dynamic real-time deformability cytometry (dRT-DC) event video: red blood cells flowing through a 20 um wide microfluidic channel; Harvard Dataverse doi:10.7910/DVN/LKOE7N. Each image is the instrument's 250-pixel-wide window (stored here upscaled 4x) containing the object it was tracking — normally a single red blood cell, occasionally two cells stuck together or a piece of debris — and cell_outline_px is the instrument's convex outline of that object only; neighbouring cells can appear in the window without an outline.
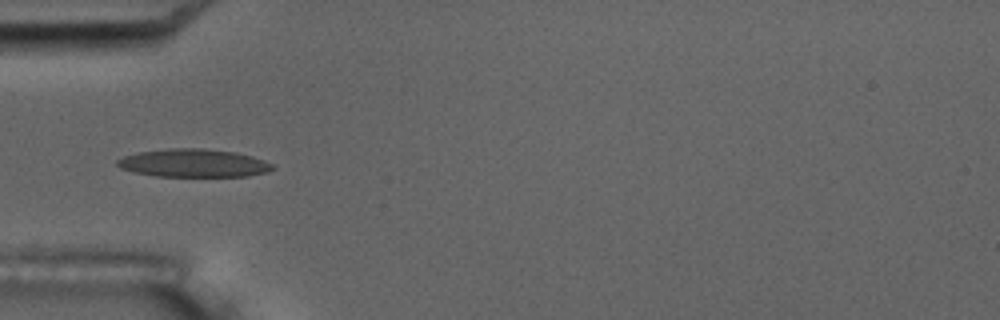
{"species": "common noctule bat (a hibernating species)", "species_latin": "Nyctalus noctula", "temperature_condition": "room temperature", "stored_images_in_passage": 9, "camera_frame_rate_fps": 3000, "um_per_image_px": 0.085, "animal": {"sex": "male", "body_mass_g": 17.5, "forearm_length_mm": 52.3}, "frame": {"image": 1, "passage_image": 4, "time_ms": 4.333, "image_size_px": [1000, 320], "cell_outline_px": [[276, 168], [268, 172], [248, 176], [156, 176], [132, 172], [120, 168], [116, 164], [116, 160], [124, 156], [136, 152], [172, 148], [204, 148], [236, 152], [252, 156], [264, 160], [272, 164]], "centroid_in_image_um": [16.45, 13.86], "position_along_channel_um": 68.6, "area_um2": 25.61}}
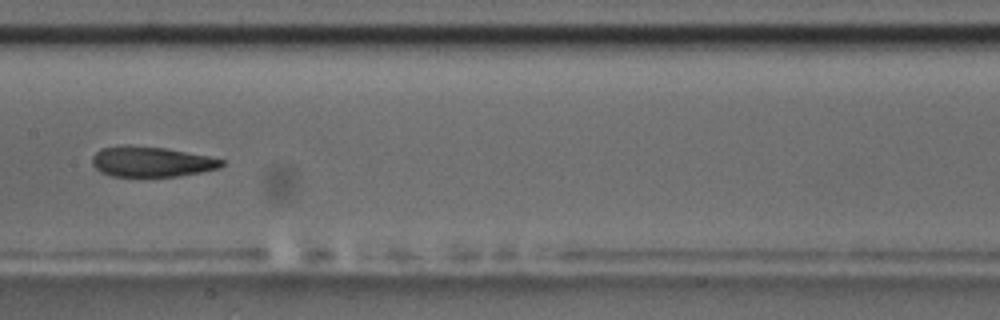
{"frame": {"image": 2, "passage_image": 7, "time_ms": 8.0, "image_size_px": [1000, 320], "cell_outline_px": [[224, 164], [220, 168], [200, 172], [176, 176], [112, 176], [100, 172], [92, 164], [92, 156], [100, 148], [128, 144], [168, 148], [208, 156], [224, 160]], "centroid_in_image_um": [12.84, 13.73], "position_along_channel_um": 194.6, "area_um2": 23.0}}